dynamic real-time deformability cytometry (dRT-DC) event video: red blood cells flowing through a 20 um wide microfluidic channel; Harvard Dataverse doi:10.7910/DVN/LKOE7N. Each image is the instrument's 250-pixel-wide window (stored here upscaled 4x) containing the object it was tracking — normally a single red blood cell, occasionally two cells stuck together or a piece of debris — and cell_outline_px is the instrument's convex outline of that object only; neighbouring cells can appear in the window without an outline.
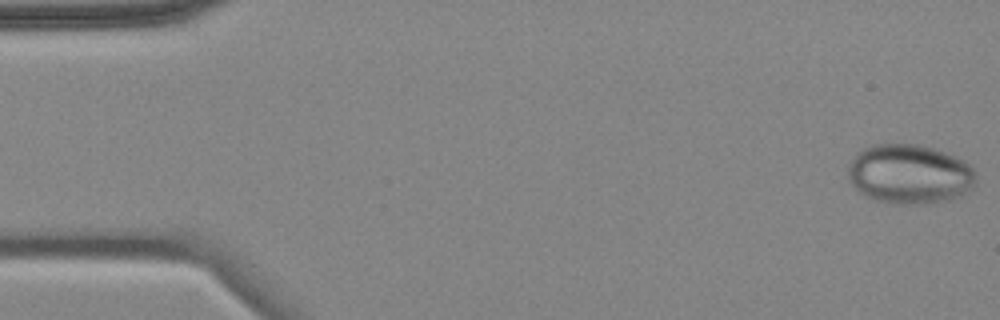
{"species": "common noctule bat (a hibernating species)", "species_latin": "Nyctalus noctula", "temperature_condition": "cold", "stored_images_in_passage": 5, "camera_frame_rate_fps": 3000, "um_per_image_px": 0.085, "animal": {"sex": "female", "body_mass_g": 18.4}, "frame": {"image": 1, "passage_image": 1, "time_ms": 0.0, "image_size_px": [1000, 320], "cell_outline_px": [[976, 184], [964, 196], [948, 200], [928, 204], [896, 204], [872, 200], [860, 192], [848, 180], [848, 164], [856, 152], [872, 144], [920, 144], [956, 156], [964, 160], [976, 172]], "centroid_in_image_um": [77.32, 14.81], "position_along_channel_um": 7.7, "area_um2": 45.14}}